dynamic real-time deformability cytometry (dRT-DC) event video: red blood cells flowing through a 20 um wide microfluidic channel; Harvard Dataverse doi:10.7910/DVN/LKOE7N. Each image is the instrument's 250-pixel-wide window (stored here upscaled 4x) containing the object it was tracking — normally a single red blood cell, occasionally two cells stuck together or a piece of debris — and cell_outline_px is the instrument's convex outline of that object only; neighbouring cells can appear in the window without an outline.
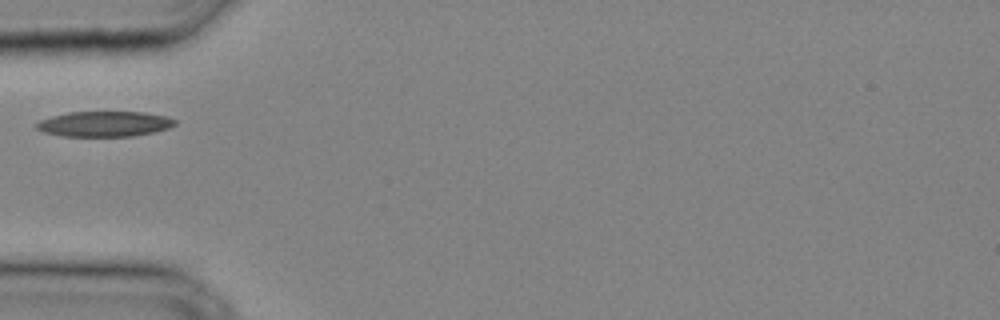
{"species": "common noctule bat (a hibernating species)", "species_latin": "Nyctalus noctula", "temperature_condition": "cold", "stored_images_in_passage": 19, "camera_frame_rate_fps": 3000, "um_per_image_px": 0.085, "animal": {"sex": "male", "body_mass_g": 20.4}, "frame": {"image": 1, "passage_image": 1, "time_ms": 0.0, "image_size_px": [1000, 320], "cell_outline_px": [[176, 124], [168, 128], [156, 132], [132, 136], [60, 136], [44, 132], [36, 128], [32, 124], [40, 120], [52, 116], [68, 112], [144, 112], [168, 116], [176, 120]], "centroid_in_image_um": [8.87, 10.53], "position_along_channel_um": 76.1, "area_um2": 20.63}}
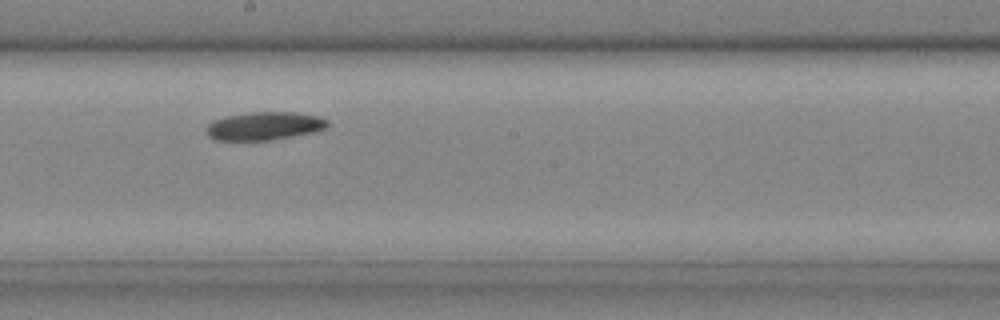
{"frame": {"image": 2, "passage_image": 9, "time_ms": 2.667, "image_size_px": [1000, 320], "cell_outline_px": [[328, 128], [312, 132], [272, 140], [212, 140], [204, 132], [204, 128], [212, 120], [228, 116], [248, 112], [296, 112], [320, 116], [328, 120]], "centroid_in_image_um": [22.44, 10.7], "position_along_channel_um": 225.8, "area_um2": 20.17}}
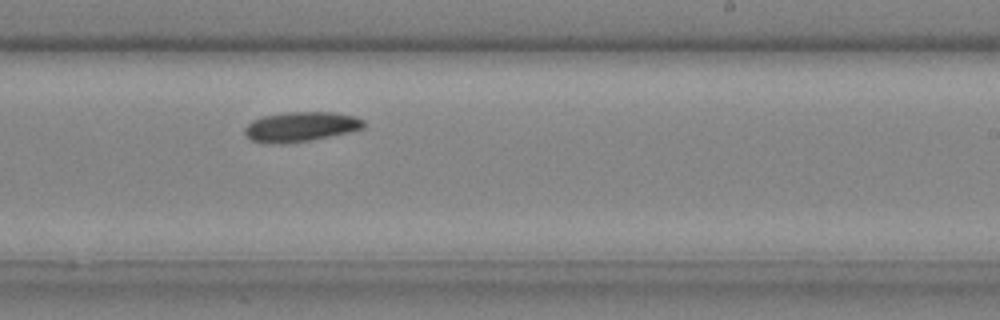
{"frame": {"image": 3, "passage_image": 11, "time_ms": 3.333, "image_size_px": [1000, 320], "cell_outline_px": [[364, 128], [348, 132], [308, 140], [280, 144], [260, 144], [248, 140], [244, 136], [244, 128], [252, 120], [264, 116], [284, 112], [332, 112], [356, 116], [364, 120]], "centroid_in_image_um": [25.48, 10.78], "position_along_channel_um": 263.5, "area_um2": 20.87}}